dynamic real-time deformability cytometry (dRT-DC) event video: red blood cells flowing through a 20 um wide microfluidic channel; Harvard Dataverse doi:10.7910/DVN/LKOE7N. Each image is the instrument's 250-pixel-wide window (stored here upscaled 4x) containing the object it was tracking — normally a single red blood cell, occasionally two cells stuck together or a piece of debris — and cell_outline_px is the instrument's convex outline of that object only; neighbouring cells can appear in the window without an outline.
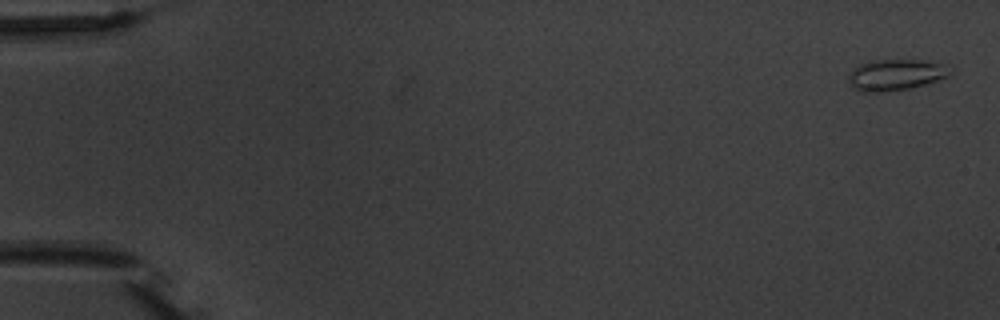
{"species": "common noctule bat (a hibernating species)", "species_latin": "Nyctalus noctula", "temperature_condition": "warm", "stored_images_in_passage": 5, "camera_frame_rate_fps": 3000, "um_per_image_px": 0.085, "animal": {"sex": "male", "body_mass_g": 20.1, "forearm_length_mm": 53.5}, "frame": {"image": 1, "passage_image": 1, "time_ms": 0.0, "image_size_px": [1000, 320], "cell_outline_px": [[948, 76], [912, 88], [876, 92], [864, 92], [856, 88], [848, 80], [848, 76], [860, 64], [872, 60], [920, 60], [940, 64]], "centroid_in_image_um": [76.04, 6.36], "position_along_channel_um": 9.0, "area_um2": 17.51}}
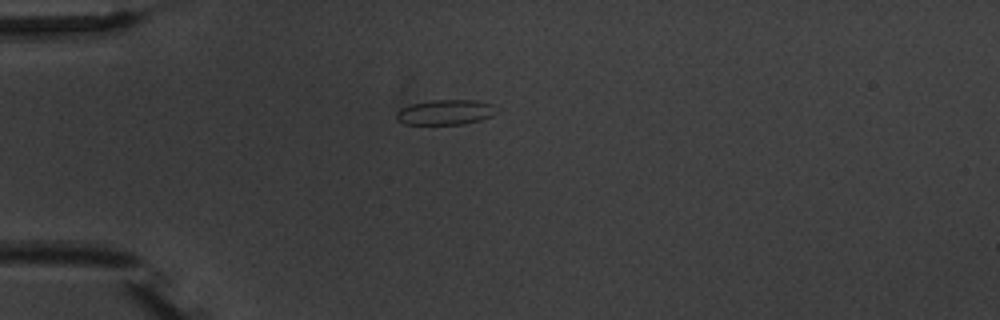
{"frame": {"image": 2, "passage_image": 5, "time_ms": 4.667, "image_size_px": [1000, 320], "cell_outline_px": [[492, 116], [480, 120], [464, 124], [404, 124], [396, 120], [396, 112], [400, 108], [408, 104], [432, 100], [476, 100], [492, 104]], "centroid_in_image_um": [37.76, 9.54], "position_along_channel_um": 47.2, "area_um2": 14.57}}